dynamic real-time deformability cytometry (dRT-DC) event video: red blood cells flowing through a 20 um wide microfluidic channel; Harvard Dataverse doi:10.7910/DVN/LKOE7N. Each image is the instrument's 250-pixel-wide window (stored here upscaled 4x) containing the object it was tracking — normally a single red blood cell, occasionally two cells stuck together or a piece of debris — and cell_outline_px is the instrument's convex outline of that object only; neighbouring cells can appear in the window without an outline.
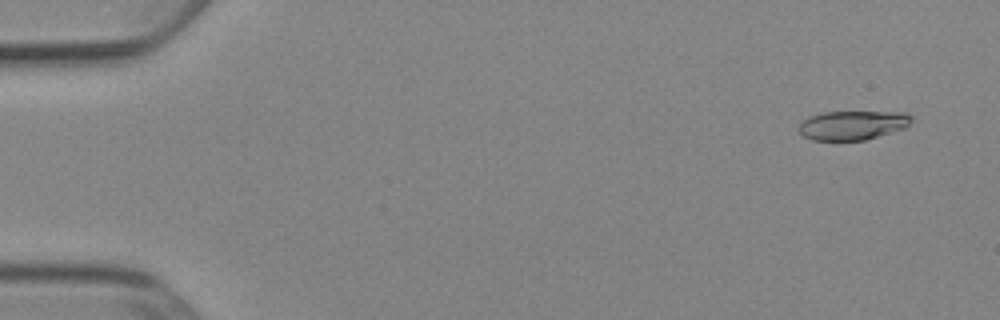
{"species": "Egyptian fruit bat (a non-hibernating species)", "species_latin": "Rousettus aegyptiacus", "temperature_condition": "cold", "stored_images_in_passage": 17, "camera_frame_rate_fps": 3000, "um_per_image_px": 0.085, "animal": {"sex": "female"}, "frame": {"image": 1, "passage_image": 4, "time_ms": 1.0, "image_size_px": [1000, 320], "cell_outline_px": [[912, 120], [908, 128], [864, 140], [812, 140], [804, 136], [796, 128], [808, 116], [824, 112], [904, 112], [912, 116]], "centroid_in_image_um": [72.5, 10.64], "position_along_channel_um": 12.5, "area_um2": 19.31}}
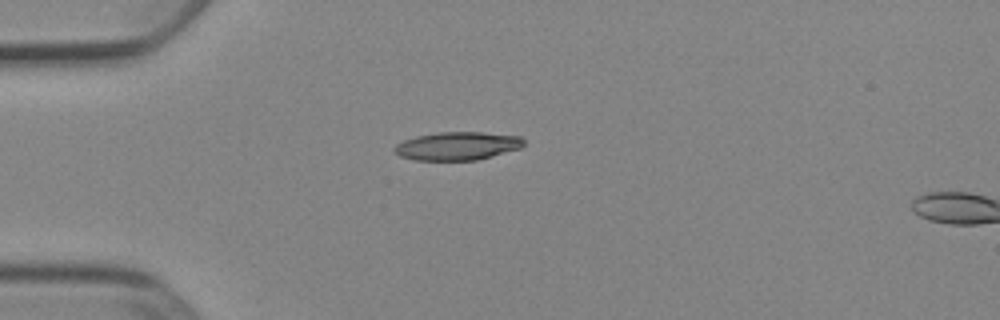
{"frame": {"image": 2, "passage_image": 15, "time_ms": 4.667, "image_size_px": [1000, 320], "cell_outline_px": [[524, 144], [520, 148], [476, 160], [416, 160], [400, 156], [392, 148], [396, 144], [404, 140], [416, 136], [436, 132], [480, 132], [520, 136], [524, 140]], "centroid_in_image_um": [38.85, 12.4], "position_along_channel_um": 46.1, "area_um2": 21.15}}